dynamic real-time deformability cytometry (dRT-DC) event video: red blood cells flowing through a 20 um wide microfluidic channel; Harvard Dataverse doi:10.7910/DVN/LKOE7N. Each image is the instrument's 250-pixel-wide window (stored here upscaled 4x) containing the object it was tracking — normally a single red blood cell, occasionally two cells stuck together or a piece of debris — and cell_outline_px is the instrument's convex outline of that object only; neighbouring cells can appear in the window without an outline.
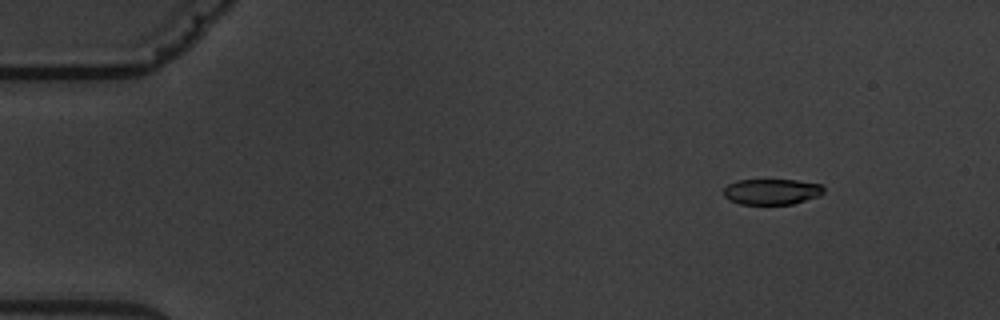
{"species": "common noctule bat (a hibernating species)", "species_latin": "Nyctalus noctula", "temperature_condition": "warm", "stored_images_in_passage": 5, "camera_frame_rate_fps": 3000, "um_per_image_px": 0.085, "animal": {"sex": "male", "body_mass_g": 19.5, "forearm_length_mm": 54.6}, "frame": {"image": 1, "passage_image": 2, "time_ms": 1.0, "image_size_px": [1000, 320], "cell_outline_px": [[824, 192], [820, 196], [792, 204], [740, 204], [728, 200], [724, 196], [724, 188], [728, 184], [736, 180], [796, 180], [820, 184], [824, 188]], "centroid_in_image_um": [65.59, 16.29], "position_along_channel_um": 19.4, "area_um2": 15.09}}
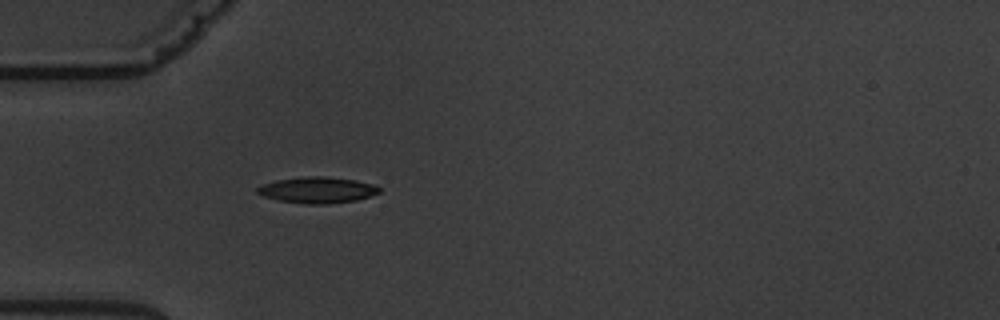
{"frame": {"image": 2, "passage_image": 5, "time_ms": 4.667, "image_size_px": [1000, 320], "cell_outline_px": [[380, 192], [356, 200], [324, 204], [304, 204], [280, 200], [264, 196], [256, 192], [256, 188], [264, 184], [276, 180], [304, 176], [324, 176], [356, 180], [372, 184], [380, 188]], "centroid_in_image_um": [26.96, 16.14], "position_along_channel_um": 58.0, "area_um2": 18.38}}